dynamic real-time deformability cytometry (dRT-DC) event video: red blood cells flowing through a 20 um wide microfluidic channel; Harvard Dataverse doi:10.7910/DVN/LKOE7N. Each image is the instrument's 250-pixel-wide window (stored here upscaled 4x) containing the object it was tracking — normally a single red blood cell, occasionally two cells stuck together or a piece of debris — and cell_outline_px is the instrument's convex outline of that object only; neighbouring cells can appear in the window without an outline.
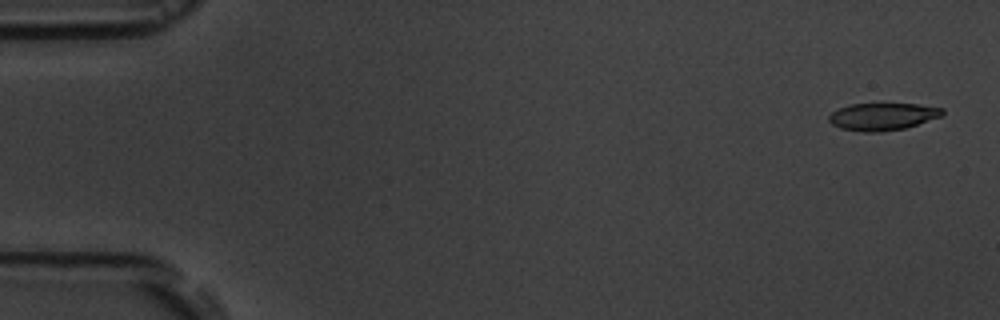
{"species": "common noctule bat (a hibernating species)", "species_latin": "Nyctalus noctula", "temperature_condition": "room temperature", "stored_images_in_passage": 4, "camera_frame_rate_fps": 3000, "um_per_image_px": 0.085, "animal": {"sex": "male", "body_mass_g": 19.5, "forearm_length_mm": 54.6}, "frame": {"image": 1, "passage_image": 1, "time_ms": 0.0, "image_size_px": [1000, 320], "cell_outline_px": [[944, 116], [904, 128], [880, 132], [864, 132], [840, 128], [832, 124], [828, 120], [828, 116], [832, 112], [840, 108], [852, 104], [916, 104], [944, 108]], "centroid_in_image_um": [75.04, 9.91], "position_along_channel_um": 10.0, "area_um2": 18.03}}